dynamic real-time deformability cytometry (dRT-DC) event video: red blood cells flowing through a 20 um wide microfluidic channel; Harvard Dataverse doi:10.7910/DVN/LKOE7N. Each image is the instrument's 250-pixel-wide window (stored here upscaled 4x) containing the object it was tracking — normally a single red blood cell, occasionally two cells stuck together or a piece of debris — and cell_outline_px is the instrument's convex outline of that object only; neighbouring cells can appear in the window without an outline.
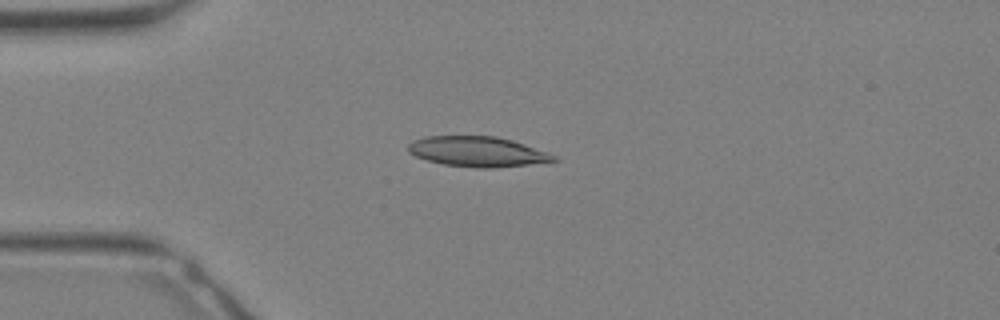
{"species": "Egyptian fruit bat (a non-hibernating species)", "species_latin": "Rousettus aegyptiacus", "temperature_condition": "warm", "stored_images_in_passage": 32, "camera_frame_rate_fps": 3000, "um_per_image_px": 0.085, "animal": {"sex": "female"}, "frame": {"image": 1, "passage_image": 8, "time_ms": 2.333, "image_size_px": [1000, 320], "cell_outline_px": [[556, 160], [528, 164], [492, 168], [476, 168], [444, 164], [428, 160], [416, 156], [408, 152], [408, 144], [412, 140], [424, 136], [496, 136], [512, 140], [548, 152], [556, 156]], "centroid_in_image_um": [40.55, 12.88], "position_along_channel_um": 44.5, "area_um2": 25.43}}
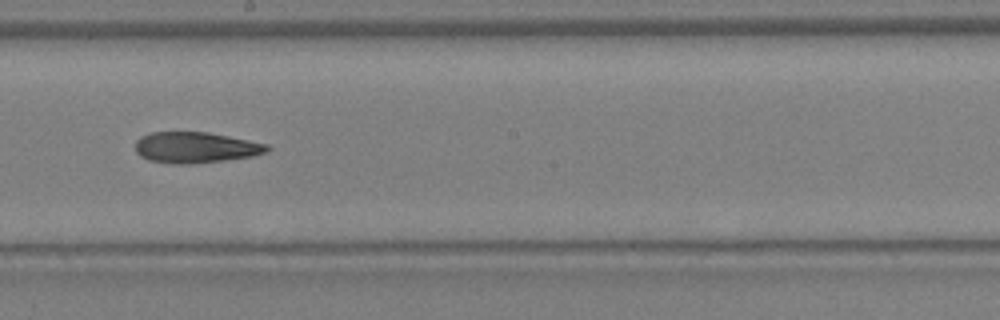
{"frame": {"image": 2, "passage_image": 18, "time_ms": 5.667, "image_size_px": [1000, 320], "cell_outline_px": [[268, 148], [264, 152], [252, 156], [224, 160], [192, 164], [176, 164], [148, 160], [140, 156], [136, 152], [136, 140], [140, 136], [152, 132], [208, 132], [268, 144]], "centroid_in_image_um": [16.57, 12.53], "position_along_channel_um": 231.6, "area_um2": 23.58}}
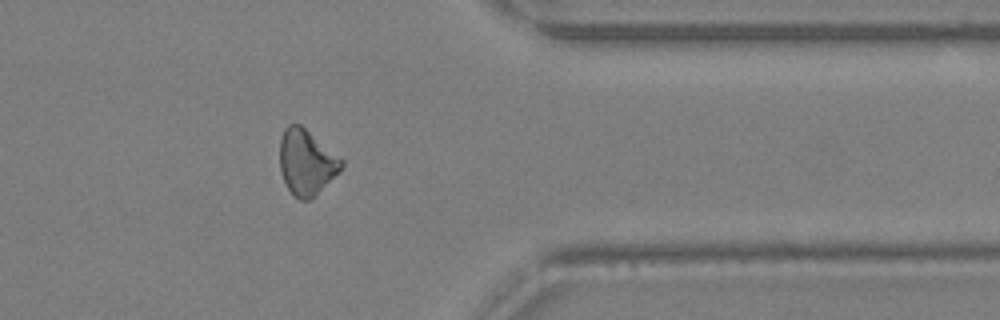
{"frame": {"image": 3, "passage_image": 26, "time_ms": 8.333, "image_size_px": [1000, 320], "cell_outline_px": [[344, 164], [308, 200], [300, 200], [292, 196], [284, 180], [280, 168], [280, 140], [284, 128], [288, 124], [300, 124], [344, 160]], "centroid_in_image_um": [26.0, 13.75], "position_along_channel_um": 385.4, "area_um2": 22.83}}